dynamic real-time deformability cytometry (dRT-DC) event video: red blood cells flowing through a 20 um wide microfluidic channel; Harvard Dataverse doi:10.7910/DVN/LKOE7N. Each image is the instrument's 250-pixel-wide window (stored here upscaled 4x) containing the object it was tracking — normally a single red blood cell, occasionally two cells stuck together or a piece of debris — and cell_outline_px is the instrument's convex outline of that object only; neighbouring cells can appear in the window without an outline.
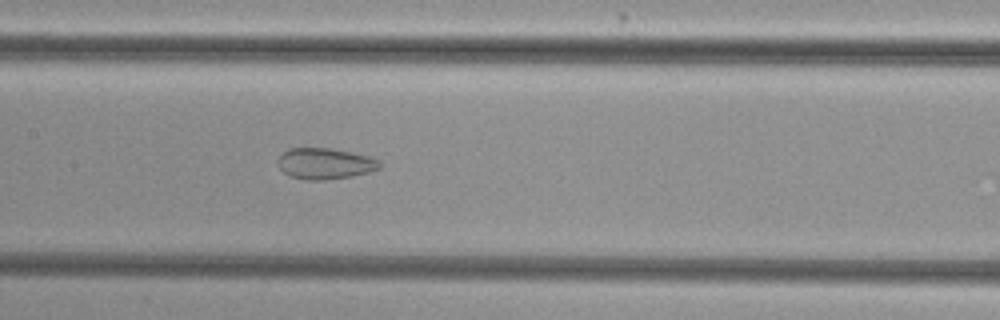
{"species": "common noctule bat (a hibernating species)", "species_latin": "Nyctalus noctula", "temperature_condition": "cold", "stored_images_in_passage": 53, "camera_frame_rate_fps": 3000, "um_per_image_px": 0.085, "animal": {"sex": "female", "body_mass_g": 29.2, "forearm_length_mm": 56.3}, "frame": {"image": 1, "passage_image": 26, "time_ms": 8.333, "image_size_px": [1000, 320], "cell_outline_px": [[380, 168], [368, 172], [352, 176], [324, 180], [304, 180], [288, 176], [280, 168], [280, 156], [288, 148], [332, 148], [352, 152], [368, 156], [376, 160], [380, 164]], "centroid_in_image_um": [27.61, 13.91], "position_along_channel_um": 179.8, "area_um2": 18.26}}
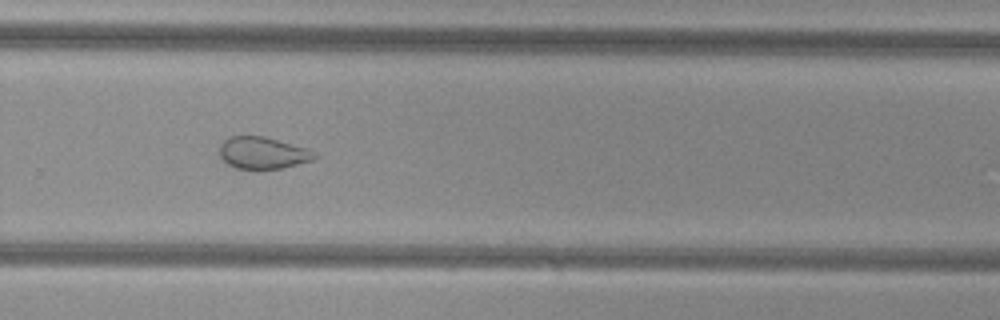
{"frame": {"image": 2, "passage_image": 36, "time_ms": 11.667, "image_size_px": [1000, 320], "cell_outline_px": [[320, 156], [312, 160], [280, 168], [236, 168], [228, 164], [220, 156], [220, 144], [228, 136], [264, 136], [308, 148]], "centroid_in_image_um": [22.34, 12.97], "position_along_channel_um": 307.5, "area_um2": 17.51}}
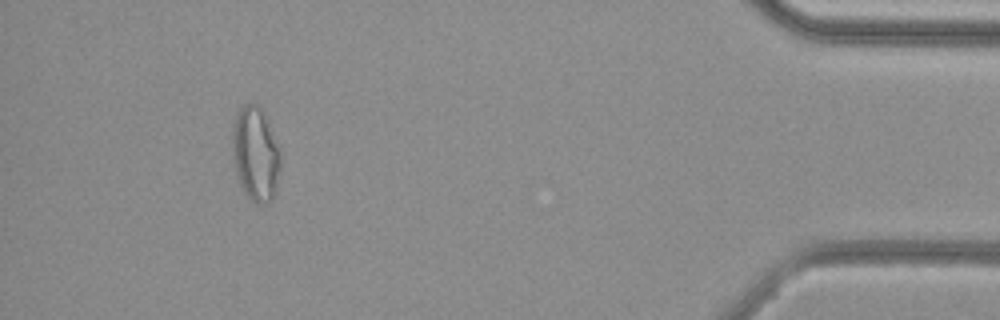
{"frame": {"image": 3, "passage_image": 49, "time_ms": 16.0, "image_size_px": [1000, 320], "cell_outline_px": [[280, 168], [276, 188], [272, 200], [264, 204], [260, 204], [252, 200], [244, 192], [236, 176], [232, 152], [232, 136], [236, 116], [240, 108], [244, 104], [260, 104], [264, 112], [280, 148]], "centroid_in_image_um": [21.73, 13.08], "position_along_channel_um": 413.5, "area_um2": 26.59}, "authors_computed_cell_mechanics": {"area_um2": 23.9292, "velocity_mm_per_s": 3.8438, "shape_relaxation_time_tau1_ms": null, "shape_relaxation_time_tau2_ms": 1.7188, "deformation_change_tau1": null, "deformation_change_tau2": 0.0855}}